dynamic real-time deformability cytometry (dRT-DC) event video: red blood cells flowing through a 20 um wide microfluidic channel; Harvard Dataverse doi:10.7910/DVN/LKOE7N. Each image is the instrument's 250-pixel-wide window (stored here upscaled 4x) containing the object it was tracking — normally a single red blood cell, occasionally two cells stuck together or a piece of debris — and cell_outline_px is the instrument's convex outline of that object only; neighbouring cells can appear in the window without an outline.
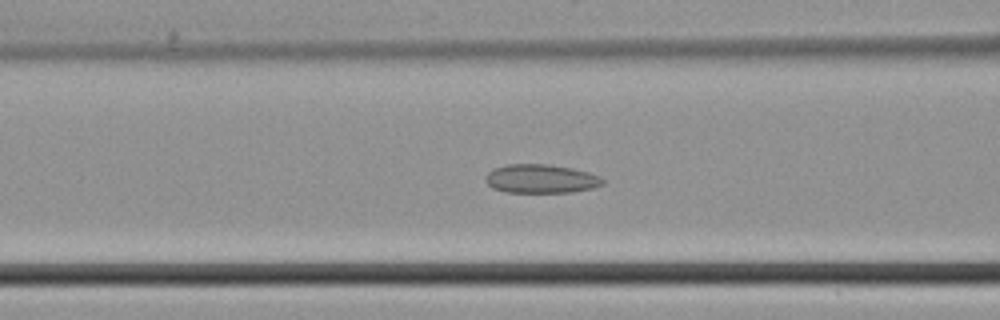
{"species": "common noctule bat (a hibernating species)", "species_latin": "Nyctalus noctula", "temperature_condition": "cold", "stored_images_in_passage": 34, "camera_frame_rate_fps": 3000, "um_per_image_px": 0.085, "animal": {"sex": "male", "body_mass_g": 21.5, "forearm_length_mm": 52.0}, "frame": {"image": 1, "passage_image": 12, "time_ms": 3.667, "image_size_px": [1000, 320], "cell_outline_px": [[604, 184], [592, 188], [572, 192], [504, 192], [492, 188], [484, 180], [488, 172], [496, 168], [508, 164], [544, 164], [572, 168], [588, 172], [600, 176], [604, 180]], "centroid_in_image_um": [45.98, 15.2], "position_along_channel_um": 120.6, "area_um2": 19.59}}
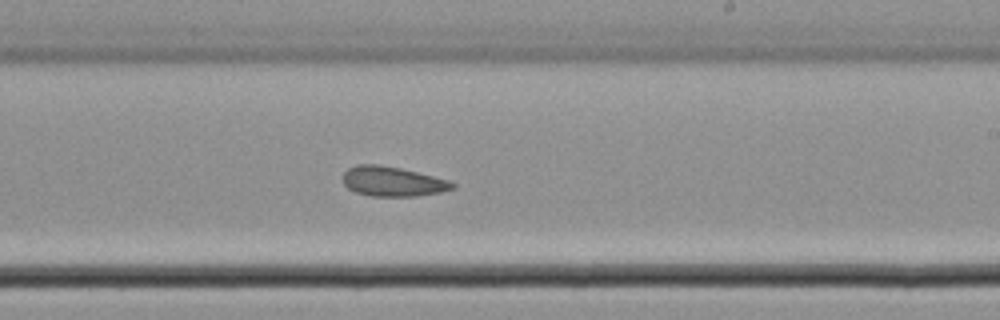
{"frame": {"image": 2, "passage_image": 21, "time_ms": 6.667, "image_size_px": [1000, 320], "cell_outline_px": [[456, 188], [440, 192], [416, 196], [372, 196], [356, 192], [348, 188], [344, 184], [344, 172], [348, 168], [356, 164], [380, 164], [400, 168], [448, 180], [456, 184]], "centroid_in_image_um": [33.37, 15.42], "position_along_channel_um": 255.6, "area_um2": 18.9}}
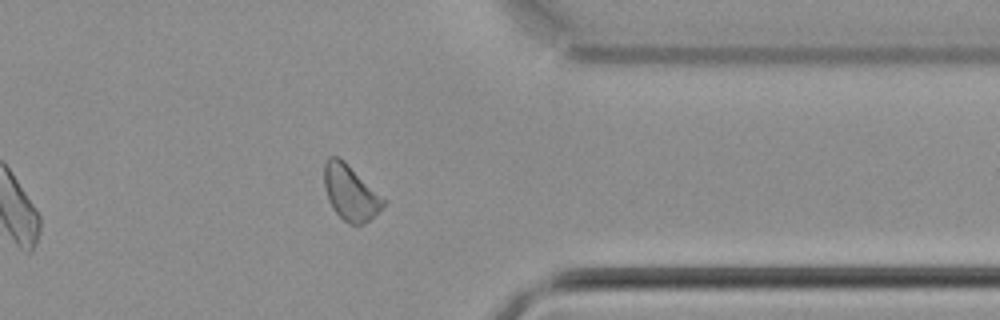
{"frame": {"image": 3, "passage_image": 30, "time_ms": 9.667, "image_size_px": [1000, 320], "cell_outline_px": [[388, 200], [368, 220], [360, 224], [348, 224], [332, 208], [328, 200], [324, 188], [324, 164], [328, 156], [336, 156], [344, 160]], "centroid_in_image_um": [29.77, 16.33], "position_along_channel_um": 381.6, "area_um2": 19.07}}